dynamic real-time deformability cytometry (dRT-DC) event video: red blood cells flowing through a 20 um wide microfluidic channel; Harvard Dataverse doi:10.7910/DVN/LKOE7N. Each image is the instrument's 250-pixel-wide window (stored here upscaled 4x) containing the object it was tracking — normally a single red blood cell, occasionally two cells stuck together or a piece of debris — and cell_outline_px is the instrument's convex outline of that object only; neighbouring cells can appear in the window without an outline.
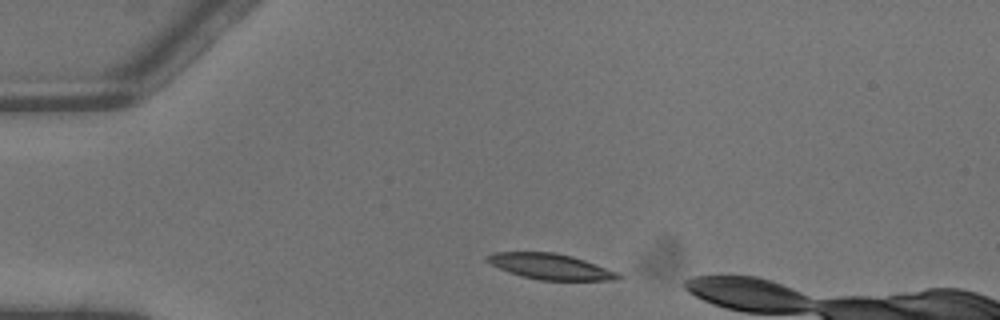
{"species": "common noctule bat (a hibernating species)", "species_latin": "Nyctalus noctula", "temperature_condition": "warm", "stored_images_in_passage": 3, "camera_frame_rate_fps": 3000, "um_per_image_px": 0.085, "animal": {"sex": "male", "body_mass_g": 13.3}, "frame": {"image": 1, "passage_image": 1, "time_ms": 0.0, "image_size_px": [1000, 320], "cell_outline_px": [[624, 276], [608, 280], [540, 280], [520, 276], [508, 272], [484, 260], [484, 256], [492, 252], [556, 252], [572, 256], [584, 260], [616, 272]], "centroid_in_image_um": [46.7, 22.64], "position_along_channel_um": 38.3, "area_um2": 19.48}}